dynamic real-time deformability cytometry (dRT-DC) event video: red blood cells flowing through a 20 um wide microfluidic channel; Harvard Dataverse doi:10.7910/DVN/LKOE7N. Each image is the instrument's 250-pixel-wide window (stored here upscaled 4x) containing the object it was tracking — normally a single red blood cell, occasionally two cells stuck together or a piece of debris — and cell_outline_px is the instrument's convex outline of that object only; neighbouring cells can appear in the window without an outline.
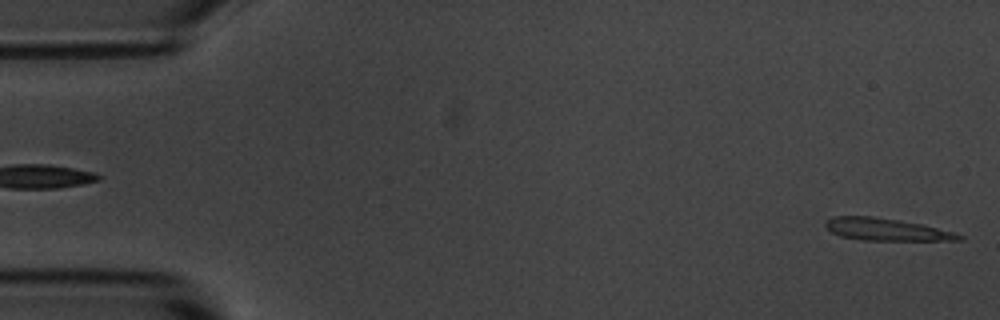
{"species": "common noctule bat (a hibernating species)", "species_latin": "Nyctalus noctula", "temperature_condition": "room temperature", "stored_images_in_passage": 5, "segment_of_instrument_passage": [2, 2], "camera_frame_rate_fps": 3000, "um_per_image_px": 0.085, "animal": {"sex": "male", "body_mass_g": 20.1, "forearm_length_mm": 53.5}, "frame": {"image": 1, "passage_image": 5, "time_ms": 5.667, "image_size_px": [1000, 320], "cell_outline_px": [[964, 240], [860, 240], [840, 236], [832, 232], [824, 224], [832, 216], [872, 216], [900, 220], [920, 224], [956, 232], [964, 236]], "centroid_in_image_um": [75.35, 19.5], "position_along_channel_um": 9.7, "area_um2": 17.28}}